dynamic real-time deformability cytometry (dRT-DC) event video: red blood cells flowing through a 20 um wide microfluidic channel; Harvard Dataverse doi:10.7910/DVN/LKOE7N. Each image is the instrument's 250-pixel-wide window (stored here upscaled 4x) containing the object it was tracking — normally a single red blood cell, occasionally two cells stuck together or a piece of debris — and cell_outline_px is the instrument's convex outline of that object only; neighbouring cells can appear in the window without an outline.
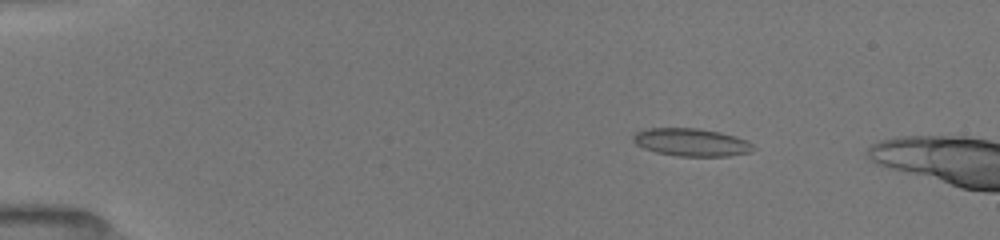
{"species": "common noctule bat (a hibernating species)", "species_latin": "Nyctalus noctula", "temperature_condition": "room temperature", "stored_images_in_passage": 10, "camera_frame_rate_fps": 3000, "um_per_image_px": 0.085, "animal": {"sex": "female", "body_mass_g": 19.5, "forearm_length_mm": 54.1}, "frame": {"image": 1, "passage_image": 2, "time_ms": 1.0, "image_size_px": [1000, 240], "cell_outline_px": [[756, 148], [752, 152], [728, 156], [676, 156], [656, 152], [644, 148], [636, 144], [632, 140], [632, 136], [636, 132], [648, 128], [696, 128], [720, 132], [736, 136], [752, 144]], "centroid_in_image_um": [58.76, 12.1], "position_along_channel_um": 26.2, "area_um2": 19.48}}
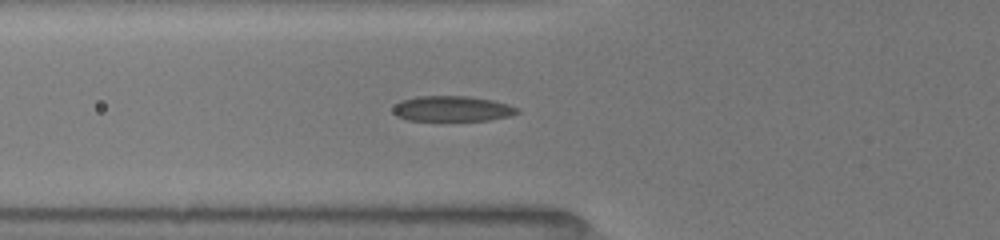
{"frame": {"image": 2, "passage_image": 7, "time_ms": 4.667, "image_size_px": [1000, 240], "cell_outline_px": [[520, 112], [508, 116], [488, 120], [408, 120], [396, 116], [392, 112], [392, 108], [400, 100], [416, 96], [468, 96], [492, 100], [508, 104], [520, 108]], "centroid_in_image_um": [38.42, 9.23], "position_along_channel_um": 87.4, "area_um2": 18.44}}
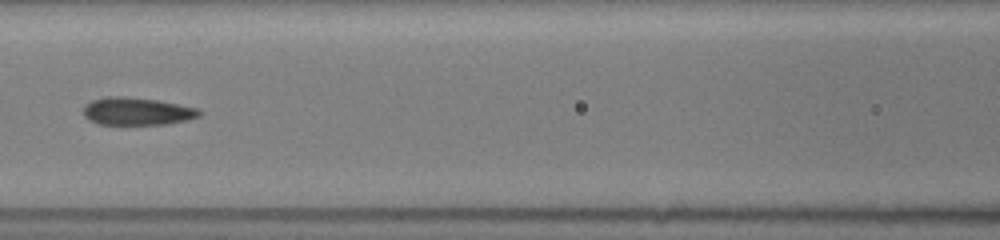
{"frame": {"image": 3, "passage_image": 9, "time_ms": 6.333, "image_size_px": [1000, 240], "cell_outline_px": [[200, 116], [188, 120], [164, 124], [96, 124], [88, 120], [84, 116], [84, 104], [92, 100], [104, 96], [124, 96], [156, 100], [196, 108], [200, 112]], "centroid_in_image_um": [11.57, 9.46], "position_along_channel_um": 155.0, "area_um2": 18.61}}